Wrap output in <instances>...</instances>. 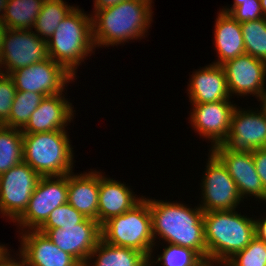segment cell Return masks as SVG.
I'll use <instances>...</instances> for the list:
<instances>
[{
    "label": "cell",
    "instance_id": "cell-40",
    "mask_svg": "<svg viewBox=\"0 0 266 266\" xmlns=\"http://www.w3.org/2000/svg\"><path fill=\"white\" fill-rule=\"evenodd\" d=\"M9 0H0V20H2L4 13H5V8L8 5Z\"/></svg>",
    "mask_w": 266,
    "mask_h": 266
},
{
    "label": "cell",
    "instance_id": "cell-37",
    "mask_svg": "<svg viewBox=\"0 0 266 266\" xmlns=\"http://www.w3.org/2000/svg\"><path fill=\"white\" fill-rule=\"evenodd\" d=\"M121 1H123V0H94L93 10L95 11L98 9L111 7V6H114L118 3H120Z\"/></svg>",
    "mask_w": 266,
    "mask_h": 266
},
{
    "label": "cell",
    "instance_id": "cell-8",
    "mask_svg": "<svg viewBox=\"0 0 266 266\" xmlns=\"http://www.w3.org/2000/svg\"><path fill=\"white\" fill-rule=\"evenodd\" d=\"M68 174L41 177L29 200L27 209L15 221L19 230H38L57 207L67 203ZM21 228V229H20Z\"/></svg>",
    "mask_w": 266,
    "mask_h": 266
},
{
    "label": "cell",
    "instance_id": "cell-6",
    "mask_svg": "<svg viewBox=\"0 0 266 266\" xmlns=\"http://www.w3.org/2000/svg\"><path fill=\"white\" fill-rule=\"evenodd\" d=\"M143 198L127 212L114 216L101 225V239L111 245L142 252L148 259L154 241L148 197Z\"/></svg>",
    "mask_w": 266,
    "mask_h": 266
},
{
    "label": "cell",
    "instance_id": "cell-24",
    "mask_svg": "<svg viewBox=\"0 0 266 266\" xmlns=\"http://www.w3.org/2000/svg\"><path fill=\"white\" fill-rule=\"evenodd\" d=\"M44 0H9L2 18L7 29H32Z\"/></svg>",
    "mask_w": 266,
    "mask_h": 266
},
{
    "label": "cell",
    "instance_id": "cell-34",
    "mask_svg": "<svg viewBox=\"0 0 266 266\" xmlns=\"http://www.w3.org/2000/svg\"><path fill=\"white\" fill-rule=\"evenodd\" d=\"M255 169L266 191V148L256 149L252 152Z\"/></svg>",
    "mask_w": 266,
    "mask_h": 266
},
{
    "label": "cell",
    "instance_id": "cell-10",
    "mask_svg": "<svg viewBox=\"0 0 266 266\" xmlns=\"http://www.w3.org/2000/svg\"><path fill=\"white\" fill-rule=\"evenodd\" d=\"M48 58L46 40L39 38L32 29L6 30L0 49V67L3 74L9 75L17 69Z\"/></svg>",
    "mask_w": 266,
    "mask_h": 266
},
{
    "label": "cell",
    "instance_id": "cell-39",
    "mask_svg": "<svg viewBox=\"0 0 266 266\" xmlns=\"http://www.w3.org/2000/svg\"><path fill=\"white\" fill-rule=\"evenodd\" d=\"M241 1H246V0H234V4L229 8H224L222 10H220L221 12L227 13L229 14L236 6L241 5Z\"/></svg>",
    "mask_w": 266,
    "mask_h": 266
},
{
    "label": "cell",
    "instance_id": "cell-17",
    "mask_svg": "<svg viewBox=\"0 0 266 266\" xmlns=\"http://www.w3.org/2000/svg\"><path fill=\"white\" fill-rule=\"evenodd\" d=\"M19 234L22 236L17 256L24 266H82L38 230H26Z\"/></svg>",
    "mask_w": 266,
    "mask_h": 266
},
{
    "label": "cell",
    "instance_id": "cell-16",
    "mask_svg": "<svg viewBox=\"0 0 266 266\" xmlns=\"http://www.w3.org/2000/svg\"><path fill=\"white\" fill-rule=\"evenodd\" d=\"M211 151L226 166L242 199L254 196V199L266 203V191L255 169L252 152H232L222 144L215 145Z\"/></svg>",
    "mask_w": 266,
    "mask_h": 266
},
{
    "label": "cell",
    "instance_id": "cell-3",
    "mask_svg": "<svg viewBox=\"0 0 266 266\" xmlns=\"http://www.w3.org/2000/svg\"><path fill=\"white\" fill-rule=\"evenodd\" d=\"M234 210L204 212L207 261L223 265L255 237L254 218Z\"/></svg>",
    "mask_w": 266,
    "mask_h": 266
},
{
    "label": "cell",
    "instance_id": "cell-26",
    "mask_svg": "<svg viewBox=\"0 0 266 266\" xmlns=\"http://www.w3.org/2000/svg\"><path fill=\"white\" fill-rule=\"evenodd\" d=\"M23 162V133L0 125V175Z\"/></svg>",
    "mask_w": 266,
    "mask_h": 266
},
{
    "label": "cell",
    "instance_id": "cell-42",
    "mask_svg": "<svg viewBox=\"0 0 266 266\" xmlns=\"http://www.w3.org/2000/svg\"><path fill=\"white\" fill-rule=\"evenodd\" d=\"M260 3H261L262 13H263L264 17L266 18V0H260Z\"/></svg>",
    "mask_w": 266,
    "mask_h": 266
},
{
    "label": "cell",
    "instance_id": "cell-19",
    "mask_svg": "<svg viewBox=\"0 0 266 266\" xmlns=\"http://www.w3.org/2000/svg\"><path fill=\"white\" fill-rule=\"evenodd\" d=\"M201 68L192 73L188 84L187 94L190 103L203 104L230 100L226 74L222 65L211 63Z\"/></svg>",
    "mask_w": 266,
    "mask_h": 266
},
{
    "label": "cell",
    "instance_id": "cell-35",
    "mask_svg": "<svg viewBox=\"0 0 266 266\" xmlns=\"http://www.w3.org/2000/svg\"><path fill=\"white\" fill-rule=\"evenodd\" d=\"M9 249L7 248L0 255V266H24L22 260L17 257V260L10 255ZM19 259V260H18Z\"/></svg>",
    "mask_w": 266,
    "mask_h": 266
},
{
    "label": "cell",
    "instance_id": "cell-5",
    "mask_svg": "<svg viewBox=\"0 0 266 266\" xmlns=\"http://www.w3.org/2000/svg\"><path fill=\"white\" fill-rule=\"evenodd\" d=\"M66 131L23 133V161L41 177L73 172L74 153Z\"/></svg>",
    "mask_w": 266,
    "mask_h": 266
},
{
    "label": "cell",
    "instance_id": "cell-14",
    "mask_svg": "<svg viewBox=\"0 0 266 266\" xmlns=\"http://www.w3.org/2000/svg\"><path fill=\"white\" fill-rule=\"evenodd\" d=\"M230 96L261 97L266 85V62L249 54H242L222 64Z\"/></svg>",
    "mask_w": 266,
    "mask_h": 266
},
{
    "label": "cell",
    "instance_id": "cell-45",
    "mask_svg": "<svg viewBox=\"0 0 266 266\" xmlns=\"http://www.w3.org/2000/svg\"><path fill=\"white\" fill-rule=\"evenodd\" d=\"M144 266H153V264H151L150 262H148V263L145 264Z\"/></svg>",
    "mask_w": 266,
    "mask_h": 266
},
{
    "label": "cell",
    "instance_id": "cell-11",
    "mask_svg": "<svg viewBox=\"0 0 266 266\" xmlns=\"http://www.w3.org/2000/svg\"><path fill=\"white\" fill-rule=\"evenodd\" d=\"M9 76L17 91L37 92L45 97L65 92L67 83L75 80L72 74L50 57L17 69Z\"/></svg>",
    "mask_w": 266,
    "mask_h": 266
},
{
    "label": "cell",
    "instance_id": "cell-29",
    "mask_svg": "<svg viewBox=\"0 0 266 266\" xmlns=\"http://www.w3.org/2000/svg\"><path fill=\"white\" fill-rule=\"evenodd\" d=\"M163 248L161 255H157L156 261L153 260V255L150 256L151 264L161 262L163 266H200L205 261L196 251L187 247L168 243Z\"/></svg>",
    "mask_w": 266,
    "mask_h": 266
},
{
    "label": "cell",
    "instance_id": "cell-32",
    "mask_svg": "<svg viewBox=\"0 0 266 266\" xmlns=\"http://www.w3.org/2000/svg\"><path fill=\"white\" fill-rule=\"evenodd\" d=\"M16 91L11 77L2 73L0 75V125L8 120Z\"/></svg>",
    "mask_w": 266,
    "mask_h": 266
},
{
    "label": "cell",
    "instance_id": "cell-43",
    "mask_svg": "<svg viewBox=\"0 0 266 266\" xmlns=\"http://www.w3.org/2000/svg\"><path fill=\"white\" fill-rule=\"evenodd\" d=\"M7 249V247L5 246V244H1L0 243V255Z\"/></svg>",
    "mask_w": 266,
    "mask_h": 266
},
{
    "label": "cell",
    "instance_id": "cell-41",
    "mask_svg": "<svg viewBox=\"0 0 266 266\" xmlns=\"http://www.w3.org/2000/svg\"><path fill=\"white\" fill-rule=\"evenodd\" d=\"M6 30H7V28L5 27L2 20H0V49H1V43H2V40H3V37H4Z\"/></svg>",
    "mask_w": 266,
    "mask_h": 266
},
{
    "label": "cell",
    "instance_id": "cell-2",
    "mask_svg": "<svg viewBox=\"0 0 266 266\" xmlns=\"http://www.w3.org/2000/svg\"><path fill=\"white\" fill-rule=\"evenodd\" d=\"M153 0H123L93 11L92 30L95 47L118 46L145 37L152 19Z\"/></svg>",
    "mask_w": 266,
    "mask_h": 266
},
{
    "label": "cell",
    "instance_id": "cell-22",
    "mask_svg": "<svg viewBox=\"0 0 266 266\" xmlns=\"http://www.w3.org/2000/svg\"><path fill=\"white\" fill-rule=\"evenodd\" d=\"M214 28L213 39L218 60L213 64L222 65L245 53L241 23L231 15L219 11Z\"/></svg>",
    "mask_w": 266,
    "mask_h": 266
},
{
    "label": "cell",
    "instance_id": "cell-13",
    "mask_svg": "<svg viewBox=\"0 0 266 266\" xmlns=\"http://www.w3.org/2000/svg\"><path fill=\"white\" fill-rule=\"evenodd\" d=\"M38 231L45 234L61 250L72 255L82 266L101 240V225L91 218L76 225Z\"/></svg>",
    "mask_w": 266,
    "mask_h": 266
},
{
    "label": "cell",
    "instance_id": "cell-30",
    "mask_svg": "<svg viewBox=\"0 0 266 266\" xmlns=\"http://www.w3.org/2000/svg\"><path fill=\"white\" fill-rule=\"evenodd\" d=\"M221 266H266V243L255 236Z\"/></svg>",
    "mask_w": 266,
    "mask_h": 266
},
{
    "label": "cell",
    "instance_id": "cell-28",
    "mask_svg": "<svg viewBox=\"0 0 266 266\" xmlns=\"http://www.w3.org/2000/svg\"><path fill=\"white\" fill-rule=\"evenodd\" d=\"M245 53L266 62V18L241 23Z\"/></svg>",
    "mask_w": 266,
    "mask_h": 266
},
{
    "label": "cell",
    "instance_id": "cell-21",
    "mask_svg": "<svg viewBox=\"0 0 266 266\" xmlns=\"http://www.w3.org/2000/svg\"><path fill=\"white\" fill-rule=\"evenodd\" d=\"M67 202L86 218L98 222L99 171L69 173Z\"/></svg>",
    "mask_w": 266,
    "mask_h": 266
},
{
    "label": "cell",
    "instance_id": "cell-38",
    "mask_svg": "<svg viewBox=\"0 0 266 266\" xmlns=\"http://www.w3.org/2000/svg\"><path fill=\"white\" fill-rule=\"evenodd\" d=\"M261 102V104L259 105L261 107V109L264 111L265 115H266V88L263 91L261 97L259 98V100Z\"/></svg>",
    "mask_w": 266,
    "mask_h": 266
},
{
    "label": "cell",
    "instance_id": "cell-31",
    "mask_svg": "<svg viewBox=\"0 0 266 266\" xmlns=\"http://www.w3.org/2000/svg\"><path fill=\"white\" fill-rule=\"evenodd\" d=\"M86 217L68 202L53 210L46 222L38 230H50L82 223Z\"/></svg>",
    "mask_w": 266,
    "mask_h": 266
},
{
    "label": "cell",
    "instance_id": "cell-27",
    "mask_svg": "<svg viewBox=\"0 0 266 266\" xmlns=\"http://www.w3.org/2000/svg\"><path fill=\"white\" fill-rule=\"evenodd\" d=\"M44 98L43 94L37 92L16 91L8 120L3 126L22 130Z\"/></svg>",
    "mask_w": 266,
    "mask_h": 266
},
{
    "label": "cell",
    "instance_id": "cell-4",
    "mask_svg": "<svg viewBox=\"0 0 266 266\" xmlns=\"http://www.w3.org/2000/svg\"><path fill=\"white\" fill-rule=\"evenodd\" d=\"M49 57L75 78L77 67L94 53L92 16L75 7L47 39Z\"/></svg>",
    "mask_w": 266,
    "mask_h": 266
},
{
    "label": "cell",
    "instance_id": "cell-33",
    "mask_svg": "<svg viewBox=\"0 0 266 266\" xmlns=\"http://www.w3.org/2000/svg\"><path fill=\"white\" fill-rule=\"evenodd\" d=\"M229 15L239 23L264 18L260 0L241 1V5L236 6Z\"/></svg>",
    "mask_w": 266,
    "mask_h": 266
},
{
    "label": "cell",
    "instance_id": "cell-36",
    "mask_svg": "<svg viewBox=\"0 0 266 266\" xmlns=\"http://www.w3.org/2000/svg\"><path fill=\"white\" fill-rule=\"evenodd\" d=\"M255 236L266 243V217L254 218Z\"/></svg>",
    "mask_w": 266,
    "mask_h": 266
},
{
    "label": "cell",
    "instance_id": "cell-7",
    "mask_svg": "<svg viewBox=\"0 0 266 266\" xmlns=\"http://www.w3.org/2000/svg\"><path fill=\"white\" fill-rule=\"evenodd\" d=\"M206 170L201 180V204L204 211L234 210L243 201L226 166L209 149Z\"/></svg>",
    "mask_w": 266,
    "mask_h": 266
},
{
    "label": "cell",
    "instance_id": "cell-1",
    "mask_svg": "<svg viewBox=\"0 0 266 266\" xmlns=\"http://www.w3.org/2000/svg\"><path fill=\"white\" fill-rule=\"evenodd\" d=\"M196 207V208H195ZM149 198L154 241L159 236L167 244L187 247L207 261L204 237V211L198 206ZM158 235V236H157Z\"/></svg>",
    "mask_w": 266,
    "mask_h": 266
},
{
    "label": "cell",
    "instance_id": "cell-18",
    "mask_svg": "<svg viewBox=\"0 0 266 266\" xmlns=\"http://www.w3.org/2000/svg\"><path fill=\"white\" fill-rule=\"evenodd\" d=\"M64 93L45 97L31 114L22 133H41L66 130L74 118L73 105Z\"/></svg>",
    "mask_w": 266,
    "mask_h": 266
},
{
    "label": "cell",
    "instance_id": "cell-12",
    "mask_svg": "<svg viewBox=\"0 0 266 266\" xmlns=\"http://www.w3.org/2000/svg\"><path fill=\"white\" fill-rule=\"evenodd\" d=\"M236 106L227 138L221 143L232 152H253L266 148V115L260 108L246 110ZM245 109V110H244Z\"/></svg>",
    "mask_w": 266,
    "mask_h": 266
},
{
    "label": "cell",
    "instance_id": "cell-23",
    "mask_svg": "<svg viewBox=\"0 0 266 266\" xmlns=\"http://www.w3.org/2000/svg\"><path fill=\"white\" fill-rule=\"evenodd\" d=\"M148 262L149 259L142 252L114 246L101 239L84 266H144Z\"/></svg>",
    "mask_w": 266,
    "mask_h": 266
},
{
    "label": "cell",
    "instance_id": "cell-25",
    "mask_svg": "<svg viewBox=\"0 0 266 266\" xmlns=\"http://www.w3.org/2000/svg\"><path fill=\"white\" fill-rule=\"evenodd\" d=\"M76 6H70L63 0H44L41 12L35 21L34 32L47 41L59 23L69 15Z\"/></svg>",
    "mask_w": 266,
    "mask_h": 266
},
{
    "label": "cell",
    "instance_id": "cell-44",
    "mask_svg": "<svg viewBox=\"0 0 266 266\" xmlns=\"http://www.w3.org/2000/svg\"><path fill=\"white\" fill-rule=\"evenodd\" d=\"M200 266H214V264L209 261H204Z\"/></svg>",
    "mask_w": 266,
    "mask_h": 266
},
{
    "label": "cell",
    "instance_id": "cell-20",
    "mask_svg": "<svg viewBox=\"0 0 266 266\" xmlns=\"http://www.w3.org/2000/svg\"><path fill=\"white\" fill-rule=\"evenodd\" d=\"M102 173L99 172L98 223L100 225L114 216L127 212L143 198V196L138 197L126 184L108 178Z\"/></svg>",
    "mask_w": 266,
    "mask_h": 266
},
{
    "label": "cell",
    "instance_id": "cell-9",
    "mask_svg": "<svg viewBox=\"0 0 266 266\" xmlns=\"http://www.w3.org/2000/svg\"><path fill=\"white\" fill-rule=\"evenodd\" d=\"M41 176L24 161L0 175V214L13 223L27 209Z\"/></svg>",
    "mask_w": 266,
    "mask_h": 266
},
{
    "label": "cell",
    "instance_id": "cell-15",
    "mask_svg": "<svg viewBox=\"0 0 266 266\" xmlns=\"http://www.w3.org/2000/svg\"><path fill=\"white\" fill-rule=\"evenodd\" d=\"M190 113L191 126L205 139L211 142L210 146L221 144L228 136L231 117L236 104L230 100L211 103L192 104Z\"/></svg>",
    "mask_w": 266,
    "mask_h": 266
}]
</instances>
